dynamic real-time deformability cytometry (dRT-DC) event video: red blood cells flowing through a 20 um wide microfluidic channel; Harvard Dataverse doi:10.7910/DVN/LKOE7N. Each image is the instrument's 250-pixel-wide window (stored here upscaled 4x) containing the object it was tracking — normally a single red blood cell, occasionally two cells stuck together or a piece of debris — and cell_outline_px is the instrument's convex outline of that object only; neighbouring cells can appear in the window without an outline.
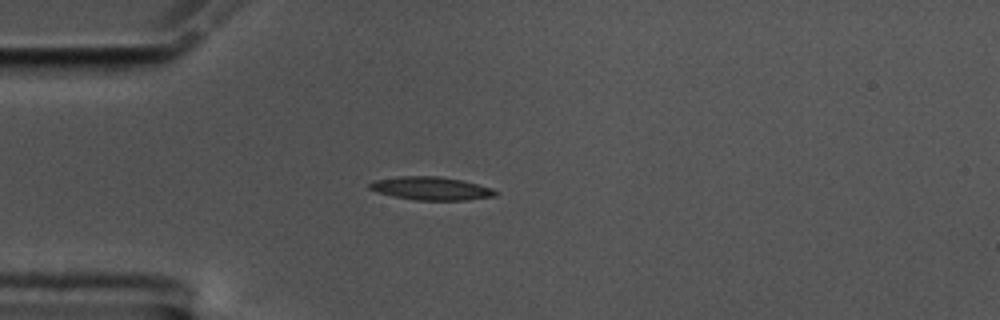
{"species": "common noctule bat (a hibernating species)", "species_latin": "Nyctalus noctula", "temperature_condition": "cold", "stored_images_in_passage": 43, "camera_frame_rate_fps": 3000, "um_per_image_px": 0.085, "animal": {"sex": "male", "body_mass_g": 17.5, "forearm_length_mm": 52.3}, "frame": {"image": 1, "passage_image": 1, "time_ms": 0.0, "image_size_px": [1000, 320], "cell_outline_px": [[496, 196], [464, 200], [416, 200], [392, 196], [368, 188], [368, 184], [376, 180], [400, 176], [436, 176], [460, 180], [492, 188], [496, 192]], "centroid_in_image_um": [36.62, 16.02], "position_along_channel_um": 48.4, "area_um2": 16.7}}
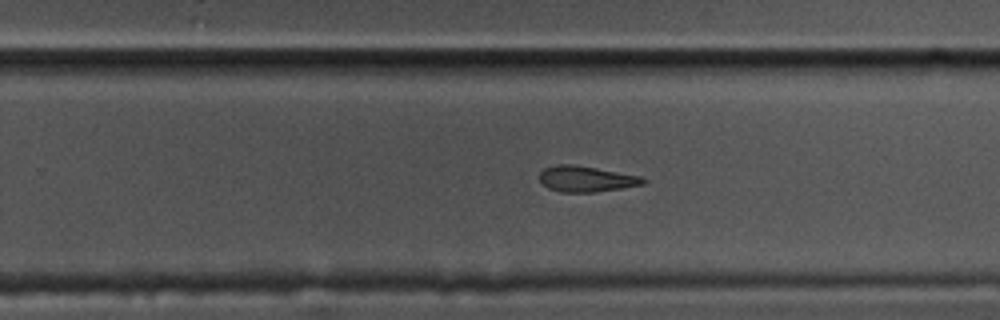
{"frame": {"image": 2, "passage_image": 22, "time_ms": 7.0, "image_size_px": [1000, 320], "cell_outline_px": [[648, 180], [644, 184], [596, 192], [560, 192], [548, 188], [540, 184], [540, 172], [544, 168], [556, 164], [572, 164], [644, 176]], "centroid_in_image_um": [49.83, 15.2], "position_along_channel_um": 280.0, "area_um2": 15.78}}
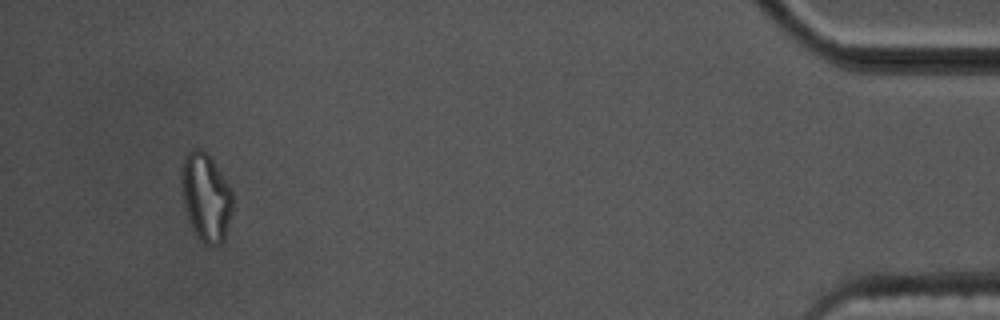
{"frame": {"image": 3, "passage_image": 40, "time_ms": 13.0, "image_size_px": [1000, 320], "cell_outline_px": [[232, 212], [224, 240], [220, 244], [212, 248], [208, 248], [200, 240], [192, 228], [184, 208], [180, 176], [180, 164], [184, 156], [192, 148], [200, 148], [208, 152], [232, 192]], "centroid_in_image_um": [17.47, 16.76], "position_along_channel_um": 417.7, "area_um2": 26.76}, "authors_computed_cell_mechanics": {"area_um2": 16.7042, "velocity_mm_per_s": 3.4951, "shape_relaxation_time_tau1_ms": null, "shape_relaxation_time_tau2_ms": 7.3228, "deformation_change_tau1": null, "deformation_change_tau2": 0.1747}}